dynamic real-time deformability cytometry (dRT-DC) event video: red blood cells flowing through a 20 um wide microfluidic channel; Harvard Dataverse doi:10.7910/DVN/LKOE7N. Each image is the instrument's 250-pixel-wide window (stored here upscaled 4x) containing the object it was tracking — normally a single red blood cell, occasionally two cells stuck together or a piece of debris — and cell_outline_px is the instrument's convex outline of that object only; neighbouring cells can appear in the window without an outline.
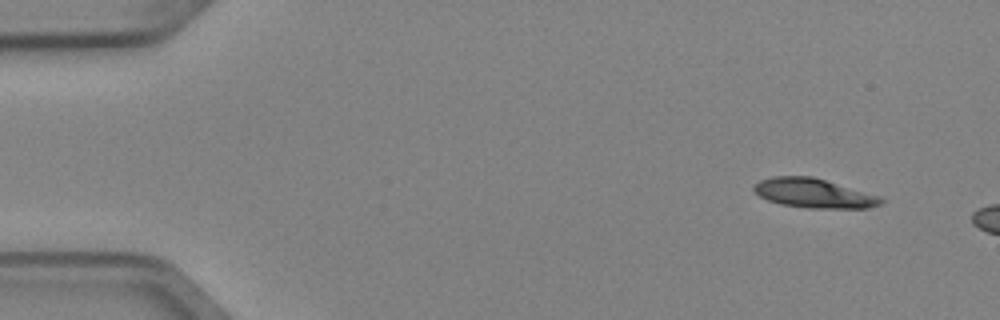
{"species": "Egyptian fruit bat (a non-hibernating species)", "species_latin": "Rousettus aegyptiacus", "temperature_condition": "cold", "stored_images_in_passage": 4, "camera_frame_rate_fps": 3000, "um_per_image_px": 0.085, "animal": {"sex": "female"}, "frame": {"image": 1, "passage_image": 1, "time_ms": 0.0, "image_size_px": [1000, 320], "cell_outline_px": [[884, 204], [868, 208], [808, 208], [780, 204], [768, 200], [760, 196], [752, 188], [752, 184], [760, 180], [772, 176], [812, 176], [880, 196], [884, 200]], "centroid_in_image_um": [69.17, 16.42], "position_along_channel_um": 15.8, "area_um2": 21.79}}